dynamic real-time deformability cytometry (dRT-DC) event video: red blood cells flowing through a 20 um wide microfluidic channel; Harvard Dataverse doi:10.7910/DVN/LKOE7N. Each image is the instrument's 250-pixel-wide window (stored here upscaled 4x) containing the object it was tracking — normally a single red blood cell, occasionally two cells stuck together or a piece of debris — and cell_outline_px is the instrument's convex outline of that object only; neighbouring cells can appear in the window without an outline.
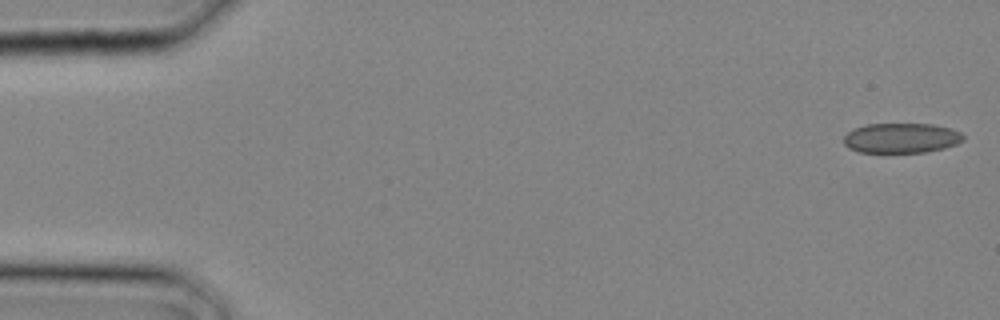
{"species": "common noctule bat (a hibernating species)", "species_latin": "Nyctalus noctula", "temperature_condition": "cold", "stored_images_in_passage": 3, "camera_frame_rate_fps": 3000, "um_per_image_px": 0.085, "animal": {"sex": "male", "body_mass_g": 20.4}, "frame": {"image": 1, "passage_image": 1, "time_ms": 0.0, "image_size_px": [1000, 320], "cell_outline_px": [[964, 140], [956, 144], [944, 148], [924, 152], [860, 152], [848, 148], [844, 144], [844, 136], [848, 132], [856, 128], [868, 124], [932, 124], [952, 128], [960, 132], [964, 136]], "centroid_in_image_um": [76.63, 11.73], "position_along_channel_um": 8.4, "area_um2": 20.81}}
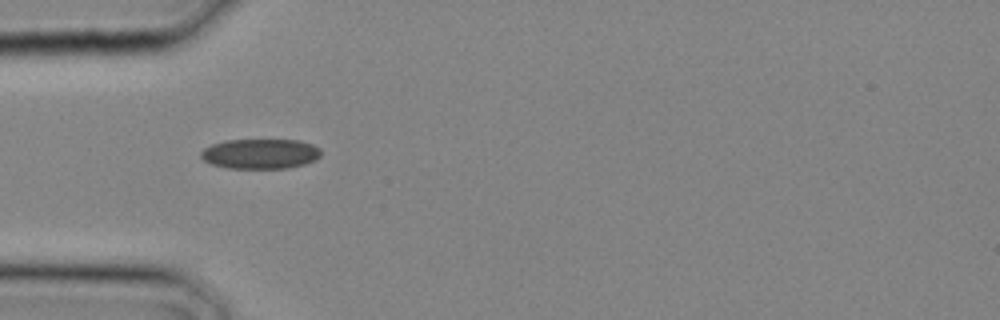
{"frame": {"image": 2, "passage_image": 3, "time_ms": 0.667, "image_size_px": [1000, 320], "cell_outline_px": [[320, 156], [316, 160], [304, 164], [288, 168], [228, 168], [212, 164], [204, 160], [200, 156], [200, 152], [204, 148], [212, 144], [224, 140], [300, 140], [312, 144], [320, 148]], "centroid_in_image_um": [22.13, 13.07], "position_along_channel_um": 62.9, "area_um2": 21.04}}